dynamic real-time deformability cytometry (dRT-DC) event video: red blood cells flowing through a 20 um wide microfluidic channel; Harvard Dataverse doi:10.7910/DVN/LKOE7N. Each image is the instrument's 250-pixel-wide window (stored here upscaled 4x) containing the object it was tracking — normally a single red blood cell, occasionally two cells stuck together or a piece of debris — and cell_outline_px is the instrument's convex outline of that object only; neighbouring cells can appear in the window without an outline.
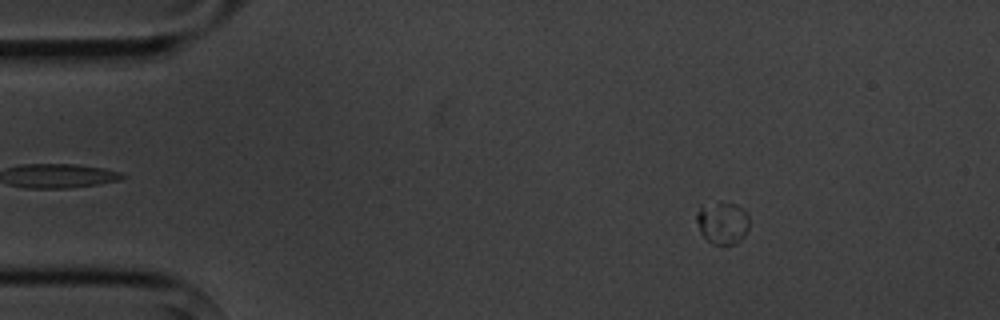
{"species": "common noctule bat (a hibernating species)", "species_latin": "Nyctalus noctula", "temperature_condition": "cold", "stored_images_in_passage": 6, "camera_frame_rate_fps": 3000, "um_per_image_px": 0.085, "animal": {"sex": "male", "body_mass_g": 20.1, "forearm_length_mm": 53.5}, "frame": {"image": 1, "passage_image": 1, "time_ms": 0.0, "image_size_px": [1000, 320], "cell_outline_px": [[748, 228], [744, 236], [736, 244], [712, 244], [700, 232], [696, 220], [696, 216], [700, 204], [716, 200], [720, 200], [736, 204], [744, 208], [748, 212]], "centroid_in_image_um": [61.4, 18.87], "position_along_channel_um": 23.6, "area_um2": 13.53}}
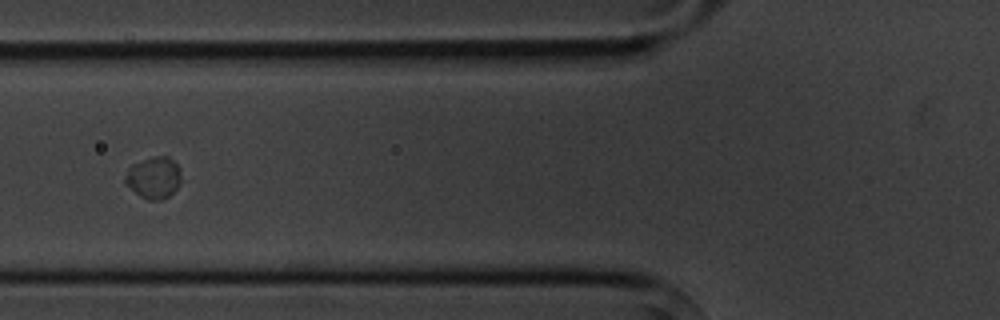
{"frame": {"image": 2, "passage_image": 5, "time_ms": 4.333, "image_size_px": [1000, 320], "cell_outline_px": [[180, 184], [168, 196], [160, 200], [148, 200], [140, 196], [124, 184], [124, 176], [128, 168], [132, 164], [152, 156], [168, 156], [180, 168]], "centroid_in_image_um": [13.03, 15.09], "position_along_channel_um": 112.8, "area_um2": 13.7}}
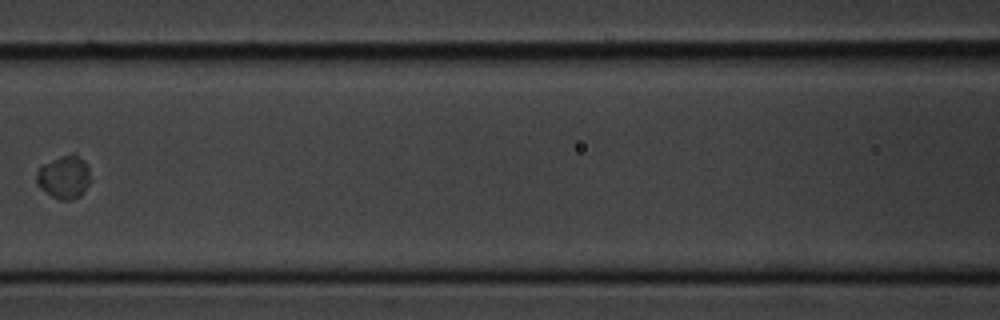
{"frame": {"image": 3, "passage_image": 6, "time_ms": 5.667, "image_size_px": [1000, 320], "cell_outline_px": [[88, 184], [80, 196], [72, 200], [60, 200], [52, 196], [36, 184], [36, 176], [40, 164], [60, 156], [76, 156], [84, 160], [88, 164]], "centroid_in_image_um": [5.4, 15.06], "position_along_channel_um": 161.2, "area_um2": 13.29}}